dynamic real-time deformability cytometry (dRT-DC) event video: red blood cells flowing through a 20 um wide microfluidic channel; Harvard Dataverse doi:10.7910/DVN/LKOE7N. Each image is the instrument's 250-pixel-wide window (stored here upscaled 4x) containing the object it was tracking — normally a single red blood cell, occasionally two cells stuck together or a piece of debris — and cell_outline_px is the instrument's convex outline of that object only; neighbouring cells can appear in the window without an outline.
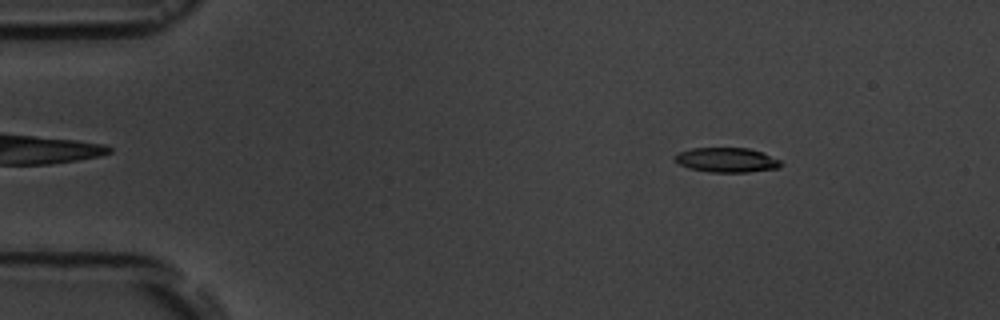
{"species": "common noctule bat (a hibernating species)", "species_latin": "Nyctalus noctula", "temperature_condition": "room temperature", "stored_images_in_passage": 5, "camera_frame_rate_fps": 3000, "um_per_image_px": 0.085, "animal": {"sex": "male", "body_mass_g": 19.5, "forearm_length_mm": 54.6}, "frame": {"image": 1, "passage_image": 2, "time_ms": 1.0, "image_size_px": [1000, 320], "cell_outline_px": [[784, 164], [780, 168], [748, 172], [712, 172], [688, 168], [672, 160], [672, 156], [680, 152], [692, 148], [748, 148], [760, 152], [780, 160]], "centroid_in_image_um": [61.75, 13.6], "position_along_channel_um": 23.2, "area_um2": 15.26}}